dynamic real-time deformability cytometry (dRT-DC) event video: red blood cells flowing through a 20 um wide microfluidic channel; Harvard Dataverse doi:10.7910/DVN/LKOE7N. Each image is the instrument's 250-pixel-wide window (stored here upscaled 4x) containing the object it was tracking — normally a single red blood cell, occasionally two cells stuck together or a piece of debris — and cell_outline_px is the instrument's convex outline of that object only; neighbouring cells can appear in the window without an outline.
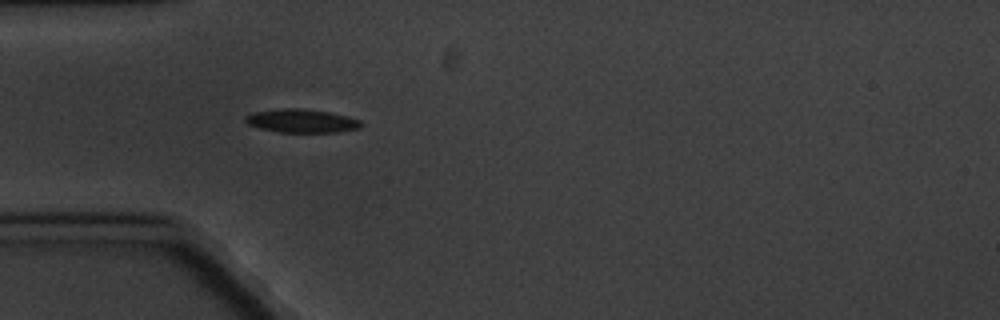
{"species": "common noctule bat (a hibernating species)", "species_latin": "Nyctalus noctula", "temperature_condition": "cold", "stored_images_in_passage": 1, "camera_frame_rate_fps": 3000, "um_per_image_px": 0.085, "animal": {"sex": "male", "body_mass_g": 20.1, "forearm_length_mm": 53.5}, "frame": {"image": 1, "passage_image": 1, "time_ms": 0.0, "image_size_px": [1000, 320], "cell_outline_px": [[360, 128], [336, 132], [280, 132], [260, 128], [248, 124], [244, 120], [244, 116], [252, 112], [280, 108], [304, 108], [328, 112], [348, 116], [360, 120]], "centroid_in_image_um": [25.59, 10.26], "position_along_channel_um": 59.4, "area_um2": 15.84}}